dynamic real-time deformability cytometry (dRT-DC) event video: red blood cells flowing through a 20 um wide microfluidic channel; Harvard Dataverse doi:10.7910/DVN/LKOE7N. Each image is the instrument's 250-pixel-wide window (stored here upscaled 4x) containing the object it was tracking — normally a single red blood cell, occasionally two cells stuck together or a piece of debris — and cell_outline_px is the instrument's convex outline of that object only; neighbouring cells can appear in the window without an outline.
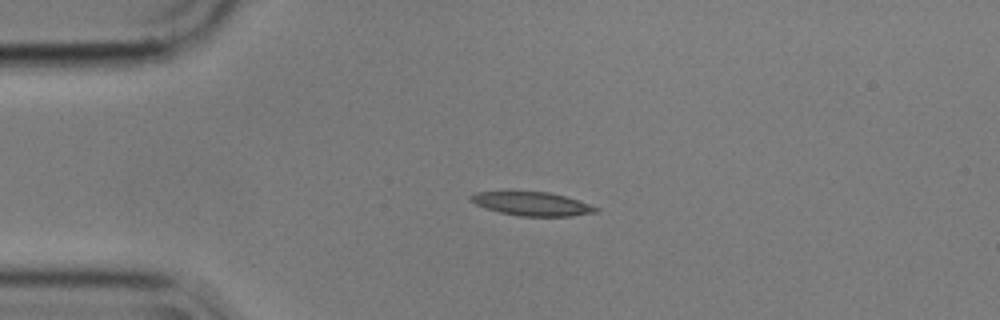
{"species": "common noctule bat (a hibernating species)", "species_latin": "Nyctalus noctula", "temperature_condition": "cold", "stored_images_in_passage": 3, "camera_frame_rate_fps": 3000, "um_per_image_px": 0.085, "animal": {"sex": "male", "body_mass_g": 17.9}, "frame": {"image": 1, "passage_image": 2, "time_ms": 0.333, "image_size_px": [1000, 320], "cell_outline_px": [[600, 208], [596, 212], [572, 216], [520, 216], [500, 212], [476, 204], [468, 200], [468, 196], [476, 192], [548, 192], [564, 196]], "centroid_in_image_um": [45.2, 17.33], "position_along_channel_um": 39.8, "area_um2": 16.94}}